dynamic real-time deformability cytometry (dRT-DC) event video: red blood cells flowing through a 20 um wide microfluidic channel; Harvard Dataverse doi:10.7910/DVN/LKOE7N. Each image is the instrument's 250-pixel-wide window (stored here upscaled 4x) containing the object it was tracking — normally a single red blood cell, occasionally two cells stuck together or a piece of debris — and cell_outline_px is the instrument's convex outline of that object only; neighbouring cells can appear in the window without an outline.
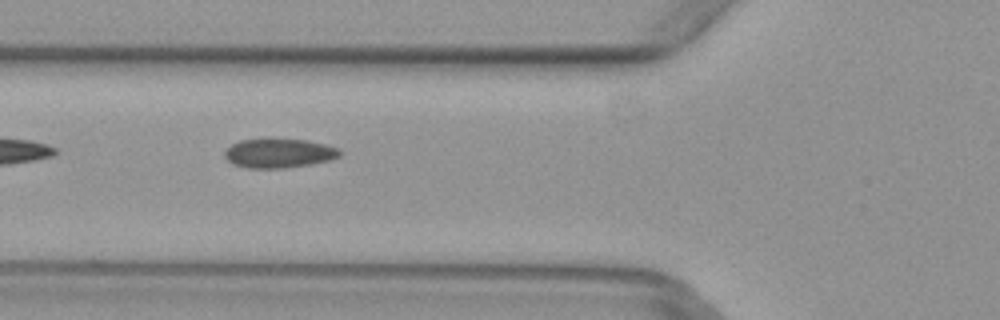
{"species": "common noctule bat (a hibernating species)", "species_latin": "Nyctalus noctula", "temperature_condition": "warm", "stored_images_in_passage": 5, "camera_frame_rate_fps": 3000, "um_per_image_px": 0.085, "animal": {"sex": "female", "body_mass_g": 29.2, "forearm_length_mm": 56.3}, "frame": {"image": 1, "passage_image": 4, "time_ms": 1.0, "image_size_px": [1000, 320], "cell_outline_px": [[340, 156], [328, 160], [312, 164], [284, 168], [248, 168], [232, 164], [224, 156], [224, 152], [232, 144], [240, 140], [308, 140], [340, 148]], "centroid_in_image_um": [23.71, 13.04], "position_along_channel_um": 102.1, "area_um2": 19.31}}
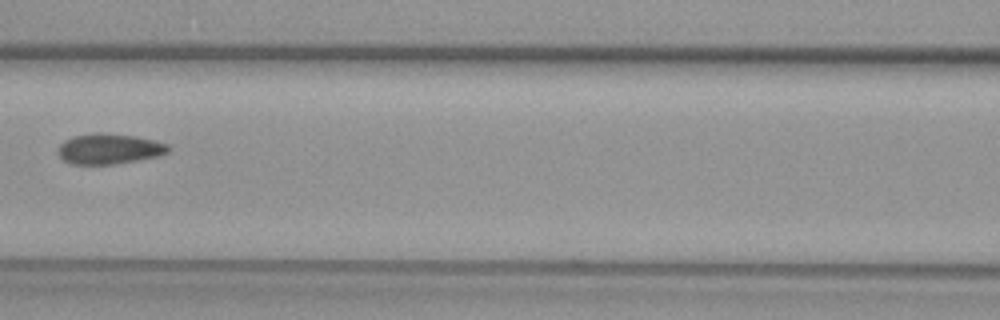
{"frame": {"image": 2, "passage_image": 5, "time_ms": 1.333, "image_size_px": [1000, 320], "cell_outline_px": [[168, 152], [160, 156], [116, 164], [72, 164], [64, 160], [60, 156], [60, 144], [64, 140], [72, 136], [92, 132], [104, 132], [136, 136], [168, 144]], "centroid_in_image_um": [9.28, 12.64], "position_along_channel_um": 157.3, "area_um2": 19.59}}